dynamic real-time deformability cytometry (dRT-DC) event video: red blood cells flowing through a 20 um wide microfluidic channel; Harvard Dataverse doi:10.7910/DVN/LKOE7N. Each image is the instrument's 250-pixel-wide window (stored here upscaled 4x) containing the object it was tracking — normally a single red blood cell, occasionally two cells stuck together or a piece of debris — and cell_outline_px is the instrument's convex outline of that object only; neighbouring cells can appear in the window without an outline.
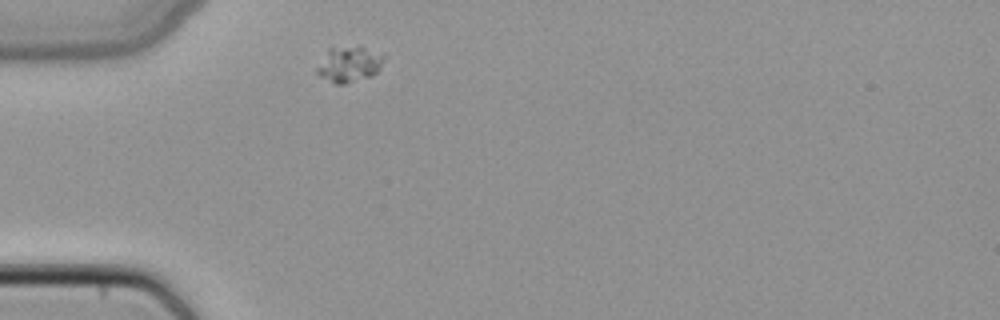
{"species": "common noctule bat (a hibernating species)", "species_latin": "Nyctalus noctula", "temperature_condition": "cold", "stored_images_in_passage": 1, "camera_frame_rate_fps": 3000, "um_per_image_px": 0.085, "animal": {"sex": "female", "body_mass_g": 22.7, "forearm_length_mm": 54.2}, "frame": {"image": 1, "passage_image": 1, "time_ms": 0.0, "image_size_px": [1000, 320], "cell_outline_px": [[384, 56], [380, 68], [372, 76], [344, 84], [336, 84], [320, 76], [316, 72], [316, 68], [328, 48], [364, 48], [384, 52]], "centroid_in_image_um": [29.69, 5.48], "position_along_channel_um": 55.3, "area_um2": 13.64}}